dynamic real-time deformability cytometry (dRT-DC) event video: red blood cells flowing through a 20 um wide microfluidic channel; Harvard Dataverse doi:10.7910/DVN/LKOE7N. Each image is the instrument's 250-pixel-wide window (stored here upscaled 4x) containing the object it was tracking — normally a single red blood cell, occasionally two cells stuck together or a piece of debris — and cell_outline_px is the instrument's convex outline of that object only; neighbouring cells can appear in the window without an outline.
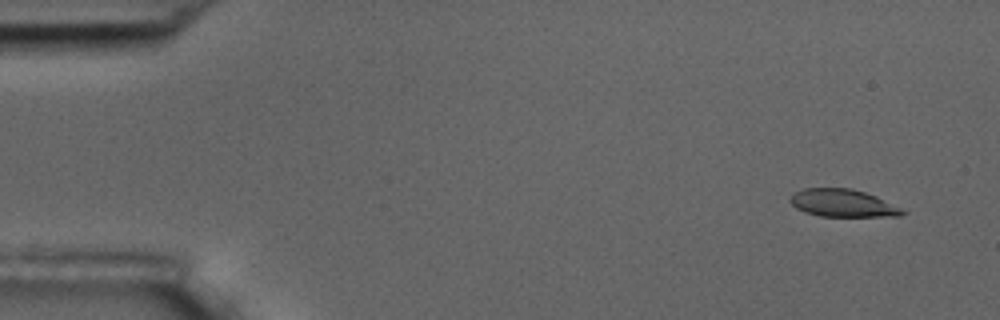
{"species": "common noctule bat (a hibernating species)", "species_latin": "Nyctalus noctula", "temperature_condition": "room temperature", "stored_images_in_passage": 10, "camera_frame_rate_fps": 3000, "um_per_image_px": 0.085, "animal": {"sex": "male", "body_mass_g": 17.5, "forearm_length_mm": 52.3}, "frame": {"image": 1, "passage_image": 1, "time_ms": 0.0, "image_size_px": [1000, 320], "cell_outline_px": [[908, 212], [900, 216], [820, 216], [804, 212], [796, 208], [788, 200], [796, 192], [804, 188], [852, 188], [876, 196]], "centroid_in_image_um": [71.62, 17.26], "position_along_channel_um": 13.4, "area_um2": 17.92}}
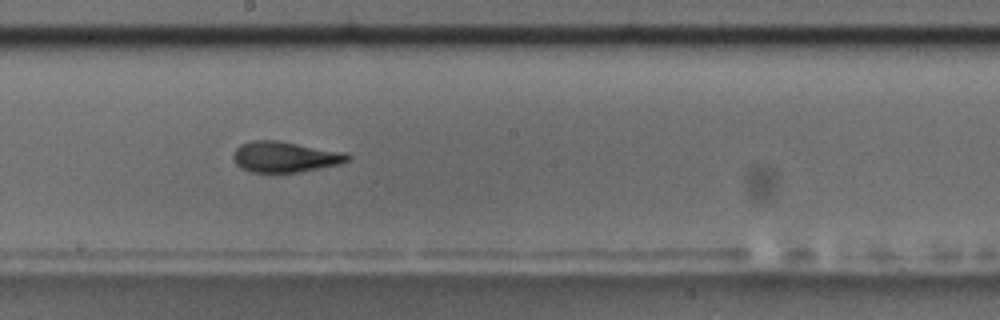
{"frame": {"image": 2, "passage_image": 9, "time_ms": 9.333, "image_size_px": [1000, 320], "cell_outline_px": [[352, 156], [348, 160], [340, 164], [296, 172], [252, 172], [240, 168], [236, 164], [232, 156], [232, 152], [240, 144], [252, 140], [276, 140], [344, 152]], "centroid_in_image_um": [24.17, 13.32], "position_along_channel_um": 224.0, "area_um2": 20.4}}
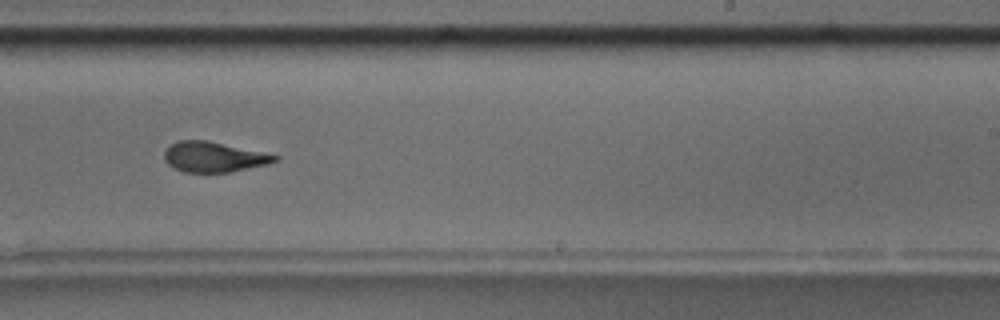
{"frame": {"image": 3, "passage_image": 10, "time_ms": 10.667, "image_size_px": [1000, 320], "cell_outline_px": [[280, 160], [268, 164], [228, 172], [184, 172], [168, 164], [164, 160], [164, 152], [168, 144], [180, 140], [208, 140], [280, 156]], "centroid_in_image_um": [18.15, 13.33], "position_along_channel_um": 270.8, "area_um2": 19.48}}